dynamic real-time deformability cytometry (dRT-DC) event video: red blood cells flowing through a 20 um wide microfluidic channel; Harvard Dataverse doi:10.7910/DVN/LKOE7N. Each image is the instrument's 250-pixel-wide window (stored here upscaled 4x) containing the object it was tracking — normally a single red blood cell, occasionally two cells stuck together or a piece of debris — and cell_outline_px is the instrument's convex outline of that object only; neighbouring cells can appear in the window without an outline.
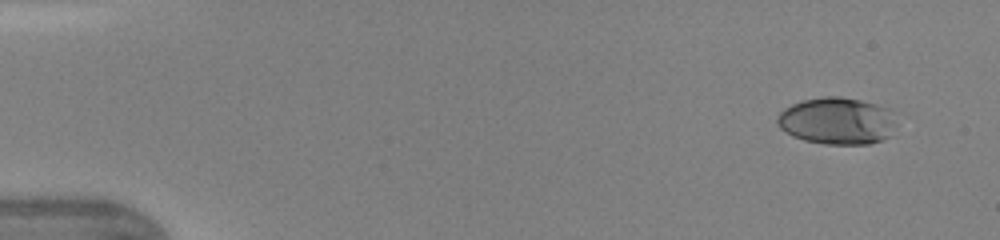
{"species": "human", "species_latin": "Homo sapiens", "temperature_condition": "warm", "stored_images_in_passage": 44, "camera_frame_rate_fps": 3000, "um_per_image_px": 0.085, "donor": {"sex": "female"}, "frame": {"image": 1, "passage_image": 1, "time_ms": 0.0, "image_size_px": [1000, 240], "cell_outline_px": [[896, 124], [888, 136], [884, 140], [868, 144], [824, 144], [804, 140], [792, 136], [780, 128], [776, 124], [776, 120], [780, 112], [784, 108], [800, 100], [824, 96], [840, 96], [860, 100], [876, 104], [888, 108]], "centroid_in_image_um": [71.11, 10.27], "position_along_channel_um": 13.9, "area_um2": 32.77}}
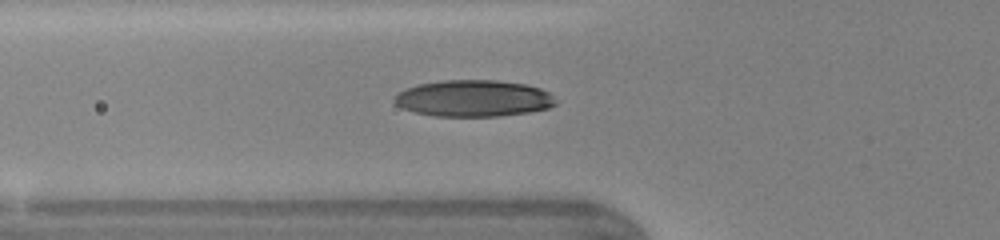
{"frame": {"image": 2, "passage_image": 15, "time_ms": 4.667, "image_size_px": [1000, 240], "cell_outline_px": [[556, 104], [548, 108], [528, 112], [500, 116], [432, 116], [416, 112], [404, 108], [396, 104], [392, 100], [404, 88], [420, 84], [440, 80], [496, 80], [524, 84], [540, 88], [548, 92], [556, 100]], "centroid_in_image_um": [40.24, 8.36], "position_along_channel_um": 85.6, "area_um2": 34.28}}
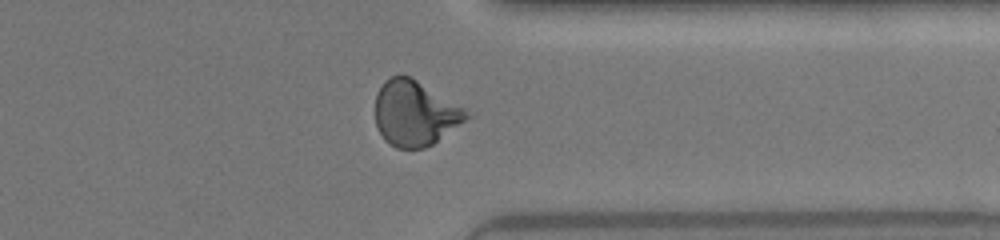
{"frame": {"image": 3, "passage_image": 35, "time_ms": 11.333, "image_size_px": [1000, 240], "cell_outline_px": [[472, 116], [432, 144], [424, 148], [396, 148], [388, 144], [384, 140], [376, 124], [376, 92], [384, 80], [400, 72], [412, 76], [464, 108]], "centroid_in_image_um": [35.25, 9.59], "position_along_channel_um": 376.2, "area_um2": 34.91}, "authors_computed_cell_mechanics": {"area_um2": 33.6107, "velocity_mm_per_s": 4.361, "shape_relaxation_time_tau1_ms": 3.9707, "shape_relaxation_time_tau2_ms": 0.6851, "deformation_change_tau1": 0.1786, "deformation_change_tau2": 0.0629}}